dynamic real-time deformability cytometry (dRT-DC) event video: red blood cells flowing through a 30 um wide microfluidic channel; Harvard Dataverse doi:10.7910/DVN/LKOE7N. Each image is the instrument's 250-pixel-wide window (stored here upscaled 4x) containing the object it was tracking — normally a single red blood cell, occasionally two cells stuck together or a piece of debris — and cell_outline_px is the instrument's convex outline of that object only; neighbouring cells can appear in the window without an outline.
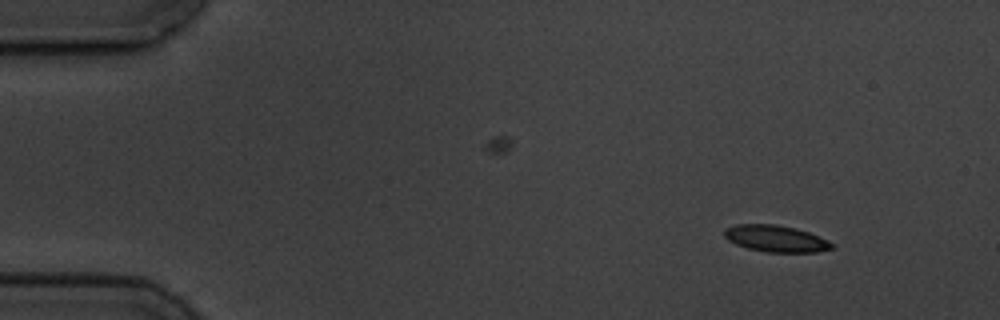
{"species": "common noctule bat (a hibernating species)", "species_latin": "Nyctalus noctula", "temperature_condition": "cold", "stored_images_in_passage": 5, "segment_of_instrument_passage": [1, 2], "camera_frame_rate_fps": 3000, "um_per_image_px": 0.085, "animal": {"sex": "male", "body_mass_g": 19.5, "forearm_length_mm": 54.6}, "frame": {"image": 1, "passage_image": 1, "time_ms": 0.0, "image_size_px": [1000, 320], "cell_outline_px": [[836, 244], [832, 248], [816, 252], [768, 252], [748, 248], [736, 244], [728, 240], [724, 236], [724, 228], [736, 224], [776, 224], [796, 228], [808, 232], [828, 240]], "centroid_in_image_um": [65.94, 20.27], "position_along_channel_um": 19.1, "area_um2": 16.7}}
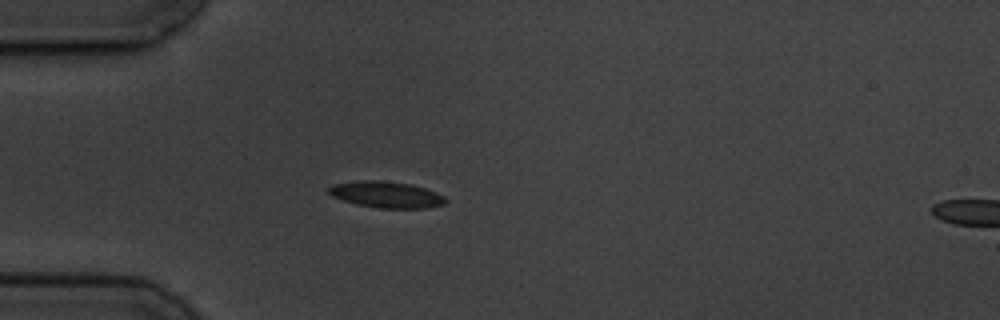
{"frame": {"image": 2, "passage_image": 4, "time_ms": 3.333, "image_size_px": [1000, 320], "cell_outline_px": [[448, 200], [444, 204], [424, 208], [380, 208], [356, 204], [332, 196], [328, 192], [328, 188], [332, 184], [356, 180], [380, 180], [412, 184], [436, 192], [444, 196]], "centroid_in_image_um": [32.82, 16.53], "position_along_channel_um": 52.2, "area_um2": 17.98}}